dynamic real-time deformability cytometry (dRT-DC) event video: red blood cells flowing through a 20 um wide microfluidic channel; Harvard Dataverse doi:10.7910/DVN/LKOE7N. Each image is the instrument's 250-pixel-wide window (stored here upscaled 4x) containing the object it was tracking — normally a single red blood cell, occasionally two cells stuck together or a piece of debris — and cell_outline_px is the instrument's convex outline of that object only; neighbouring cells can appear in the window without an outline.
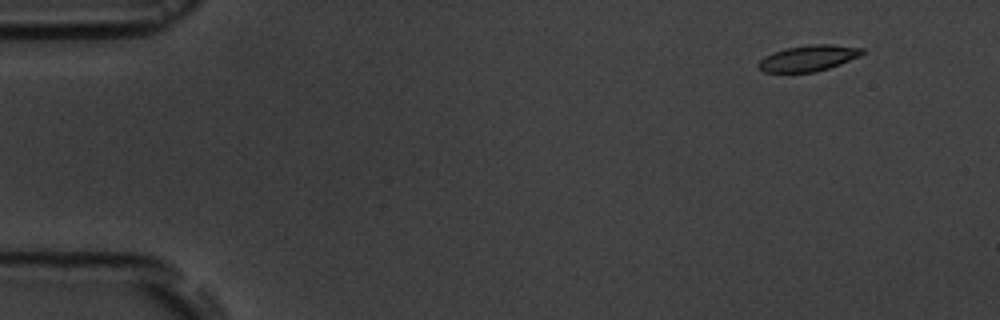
{"species": "common noctule bat (a hibernating species)", "species_latin": "Nyctalus noctula", "temperature_condition": "room temperature", "stored_images_in_passage": 8, "camera_frame_rate_fps": 3000, "um_per_image_px": 0.085, "animal": {"sex": "male", "body_mass_g": 19.5, "forearm_length_mm": 54.6}, "frame": {"image": 1, "passage_image": 1, "time_ms": 0.0, "image_size_px": [1000, 320], "cell_outline_px": [[864, 52], [860, 56], [840, 64], [816, 72], [764, 72], [756, 64], [764, 56], [772, 52], [784, 48], [812, 44], [832, 44], [864, 48]], "centroid_in_image_um": [68.7, 4.93], "position_along_channel_um": 16.3, "area_um2": 15.78}}
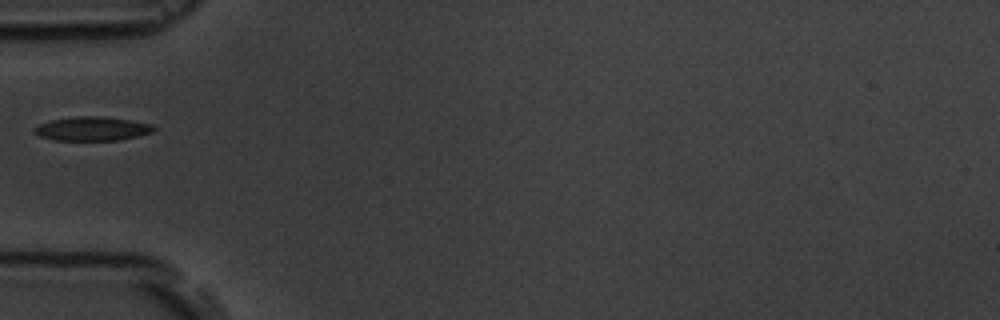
{"frame": {"image": 2, "passage_image": 5, "time_ms": 4.667, "image_size_px": [1000, 320], "cell_outline_px": [[156, 128], [152, 132], [120, 140], [56, 140], [40, 136], [32, 132], [32, 128], [40, 124], [52, 120], [76, 116], [104, 116], [132, 120], [152, 124]], "centroid_in_image_um": [7.84, 10.93], "position_along_channel_um": 77.2, "area_um2": 16.7}}
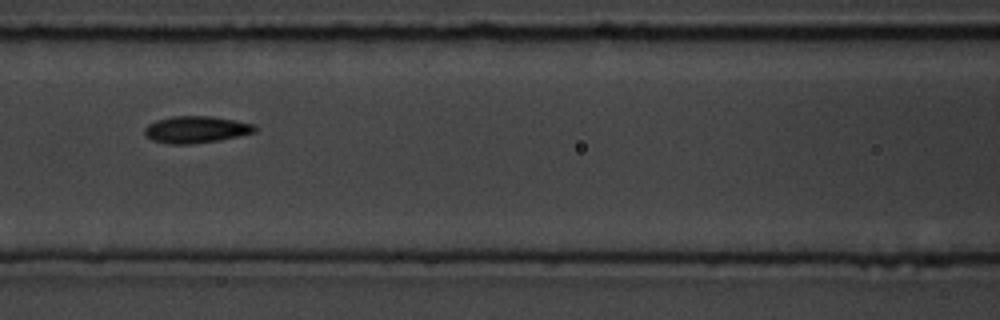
{"frame": {"image": 3, "passage_image": 7, "time_ms": 6.667, "image_size_px": [1000, 320], "cell_outline_px": [[256, 132], [240, 136], [220, 140], [192, 144], [168, 144], [152, 140], [144, 132], [144, 128], [148, 124], [156, 120], [172, 116], [212, 116], [236, 120], [256, 124]], "centroid_in_image_um": [16.7, 11.01], "position_along_channel_um": 149.9, "area_um2": 17.46}}